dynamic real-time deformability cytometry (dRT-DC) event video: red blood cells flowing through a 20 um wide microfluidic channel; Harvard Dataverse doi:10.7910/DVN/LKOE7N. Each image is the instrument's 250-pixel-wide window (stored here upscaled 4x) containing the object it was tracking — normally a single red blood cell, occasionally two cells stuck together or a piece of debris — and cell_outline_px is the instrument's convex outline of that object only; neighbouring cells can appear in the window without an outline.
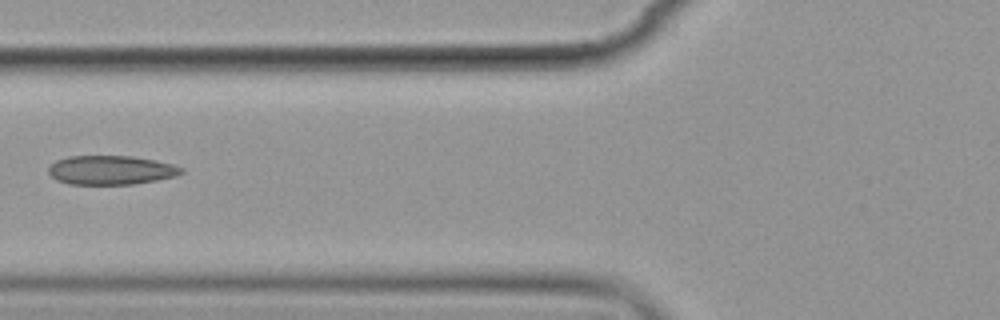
{"species": "common noctule bat (a hibernating species)", "species_latin": "Nyctalus noctula", "temperature_condition": "cold", "stored_images_in_passage": 9, "camera_frame_rate_fps": 3000, "um_per_image_px": 0.085, "animal": {"sex": "female", "body_mass_g": 19.9}, "frame": {"image": 1, "passage_image": 6, "time_ms": 6.0, "image_size_px": [1000, 320], "cell_outline_px": [[184, 172], [176, 176], [156, 180], [132, 184], [68, 184], [56, 180], [48, 172], [48, 168], [56, 160], [68, 156], [132, 156], [156, 160], [172, 164], [184, 168]], "centroid_in_image_um": [9.44, 14.45], "position_along_channel_um": 116.4, "area_um2": 22.54}}
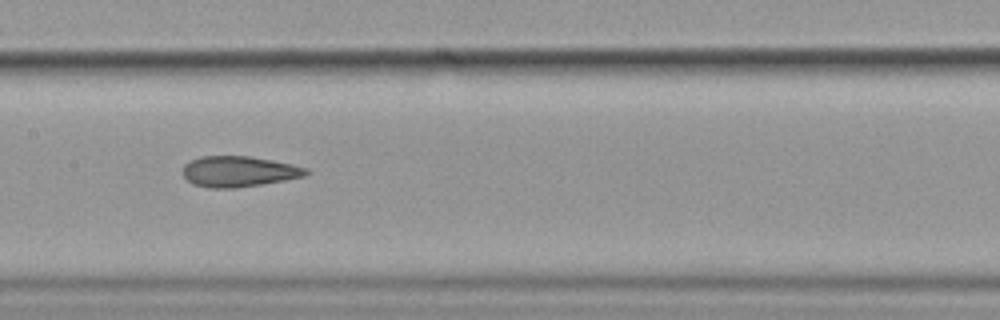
{"frame": {"image": 2, "passage_image": 8, "time_ms": 8.0, "image_size_px": [1000, 320], "cell_outline_px": [[308, 172], [304, 176], [284, 180], [236, 188], [208, 188], [196, 184], [188, 180], [184, 176], [184, 164], [188, 160], [200, 156], [248, 156], [272, 160], [292, 164], [308, 168]], "centroid_in_image_um": [20.28, 14.56], "position_along_channel_um": 187.1, "area_um2": 21.91}}
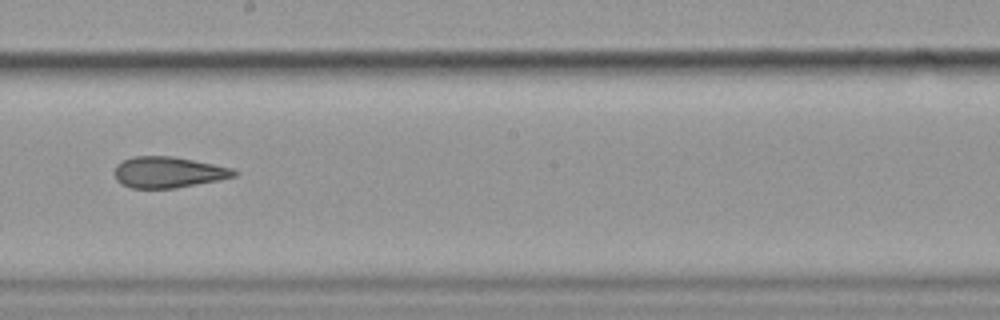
{"frame": {"image": 3, "passage_image": 9, "time_ms": 9.333, "image_size_px": [1000, 320], "cell_outline_px": [[240, 172], [236, 176], [176, 188], [132, 188], [120, 184], [116, 180], [112, 172], [116, 164], [132, 156], [172, 156], [232, 168]], "centroid_in_image_um": [14.24, 14.64], "position_along_channel_um": 234.0, "area_um2": 21.68}}